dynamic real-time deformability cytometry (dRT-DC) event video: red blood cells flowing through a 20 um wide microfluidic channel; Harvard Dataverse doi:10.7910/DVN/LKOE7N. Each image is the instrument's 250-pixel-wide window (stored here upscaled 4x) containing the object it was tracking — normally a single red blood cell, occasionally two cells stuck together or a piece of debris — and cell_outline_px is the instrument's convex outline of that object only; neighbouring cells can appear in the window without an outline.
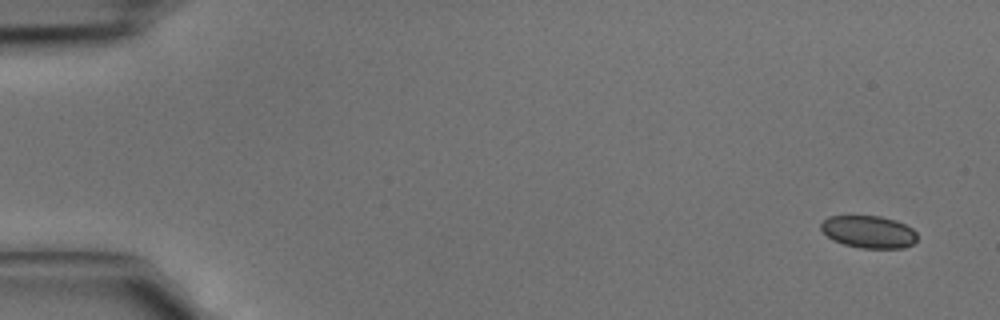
{"species": "common noctule bat (a hibernating species)", "species_latin": "Nyctalus noctula", "temperature_condition": "cold", "stored_images_in_passage": 3, "camera_frame_rate_fps": 3000, "um_per_image_px": 0.085, "animal": {"sex": "male", "body_mass_g": 15.6}, "frame": {"image": 1, "passage_image": 1, "time_ms": 0.0, "image_size_px": [1000, 320], "cell_outline_px": [[916, 240], [912, 244], [904, 248], [860, 248], [844, 244], [832, 240], [820, 228], [820, 224], [828, 216], [880, 216], [896, 220], [912, 228], [916, 232]], "centroid_in_image_um": [73.83, 19.7], "position_along_channel_um": 11.2, "area_um2": 18.15}}